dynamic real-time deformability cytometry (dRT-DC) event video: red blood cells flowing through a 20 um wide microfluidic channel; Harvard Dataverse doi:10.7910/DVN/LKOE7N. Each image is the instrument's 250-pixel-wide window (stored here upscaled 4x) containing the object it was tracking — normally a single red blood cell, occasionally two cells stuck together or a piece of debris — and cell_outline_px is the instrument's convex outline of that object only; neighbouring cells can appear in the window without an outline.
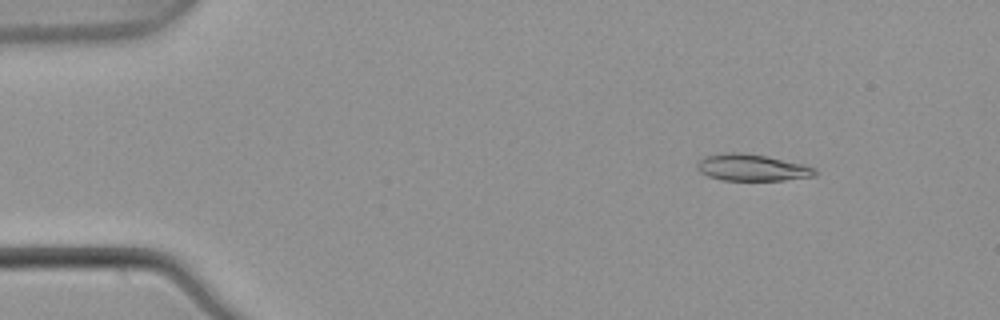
{"species": "common noctule bat (a hibernating species)", "species_latin": "Nyctalus noctula", "temperature_condition": "warm", "stored_images_in_passage": 4, "camera_frame_rate_fps": 3000, "um_per_image_px": 0.085, "animal": {"sex": "male", "body_mass_g": 21.5, "forearm_length_mm": 52.0}, "frame": {"image": 1, "passage_image": 1, "time_ms": 0.0, "image_size_px": [1000, 320], "cell_outline_px": [[816, 176], [784, 180], [720, 180], [708, 176], [700, 172], [696, 164], [700, 160], [708, 156], [724, 152], [736, 152], [764, 156], [804, 164], [816, 168]], "centroid_in_image_um": [63.93, 14.25], "position_along_channel_um": 21.1, "area_um2": 18.15}}
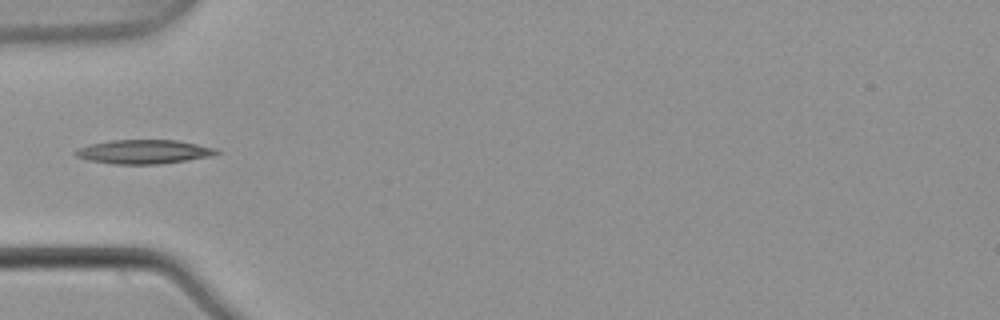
{"frame": {"image": 2, "passage_image": 4, "time_ms": 1.0, "image_size_px": [1000, 320], "cell_outline_px": [[220, 152], [212, 156], [188, 160], [160, 164], [112, 164], [88, 160], [76, 156], [72, 152], [88, 144], [112, 140], [176, 140], [216, 148]], "centroid_in_image_um": [12.21, 12.9], "position_along_channel_um": 72.8, "area_um2": 19.77}}